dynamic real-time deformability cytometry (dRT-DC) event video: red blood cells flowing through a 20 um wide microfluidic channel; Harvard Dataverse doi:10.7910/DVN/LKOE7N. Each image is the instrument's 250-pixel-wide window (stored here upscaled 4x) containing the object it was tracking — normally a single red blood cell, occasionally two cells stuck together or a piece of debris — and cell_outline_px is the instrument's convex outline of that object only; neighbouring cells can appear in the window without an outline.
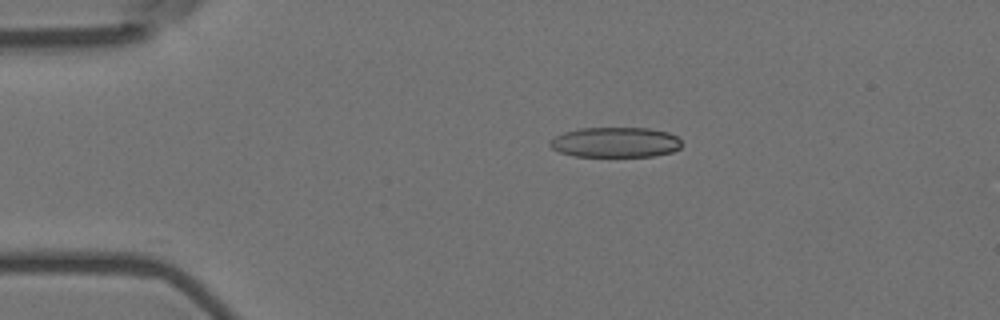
{"species": "Egyptian fruit bat (a non-hibernating species)", "species_latin": "Rousettus aegyptiacus", "temperature_condition": "room temperature", "stored_images_in_passage": 46, "camera_frame_rate_fps": 3000, "um_per_image_px": 0.085, "animal": {"sex": "female"}, "frame": {"image": 1, "passage_image": 1, "time_ms": 0.0, "image_size_px": [1000, 320], "cell_outline_px": [[680, 148], [672, 152], [652, 156], [576, 156], [560, 152], [552, 148], [548, 144], [556, 136], [564, 132], [580, 128], [648, 128], [668, 132], [676, 136], [680, 140]], "centroid_in_image_um": [52.31, 12.09], "position_along_channel_um": 32.7, "area_um2": 23.0}}
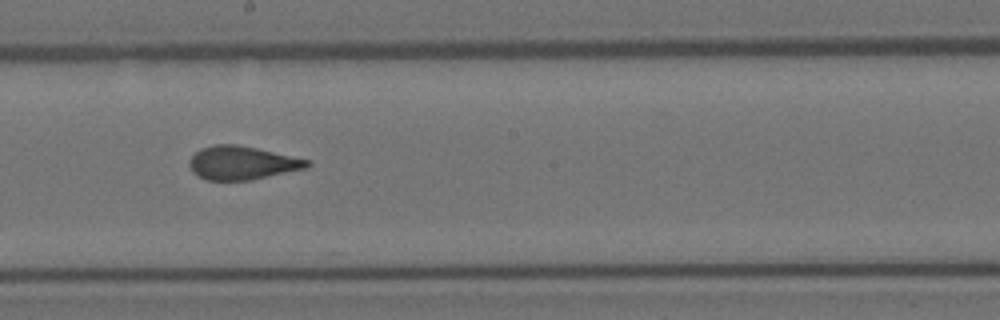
{"frame": {"image": 2, "passage_image": 21, "time_ms": 6.667, "image_size_px": [1000, 320], "cell_outline_px": [[312, 164], [308, 168], [252, 180], [208, 180], [192, 172], [188, 164], [188, 160], [200, 148], [216, 144], [236, 144], [256, 148], [312, 160]], "centroid_in_image_um": [20.61, 13.84], "position_along_channel_um": 227.6, "area_um2": 23.18}}
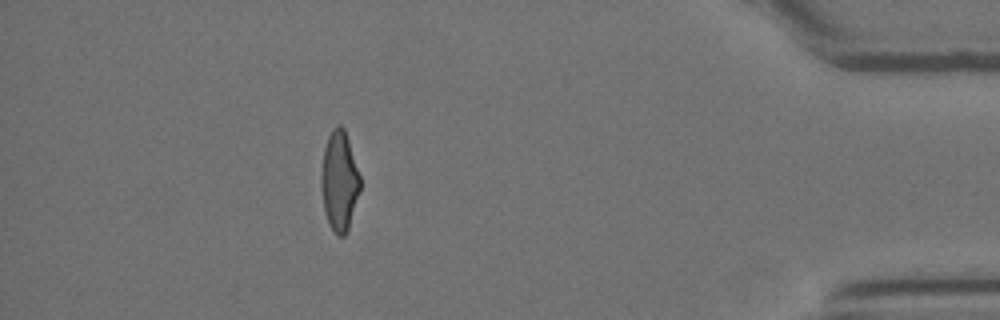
{"frame": {"image": 3, "passage_image": 40, "time_ms": 13.0, "image_size_px": [1000, 320], "cell_outline_px": [[360, 188], [348, 228], [344, 236], [336, 236], [328, 224], [324, 212], [320, 184], [320, 176], [324, 148], [328, 136], [332, 128], [336, 124], [340, 124], [344, 128], [360, 176]], "centroid_in_image_um": [28.81, 15.39], "position_along_channel_um": 406.4, "area_um2": 22.66}, "authors_computed_cell_mechanics": {"area_um2": 23.2934, "velocity_mm_per_s": 3.6049, "shape_relaxation_time_tau1_ms": 9.7169, "shape_relaxation_time_tau2_ms": 1.1845, "deformation_change_tau1": 0.2345, "deformation_change_tau2": 0.0779}}